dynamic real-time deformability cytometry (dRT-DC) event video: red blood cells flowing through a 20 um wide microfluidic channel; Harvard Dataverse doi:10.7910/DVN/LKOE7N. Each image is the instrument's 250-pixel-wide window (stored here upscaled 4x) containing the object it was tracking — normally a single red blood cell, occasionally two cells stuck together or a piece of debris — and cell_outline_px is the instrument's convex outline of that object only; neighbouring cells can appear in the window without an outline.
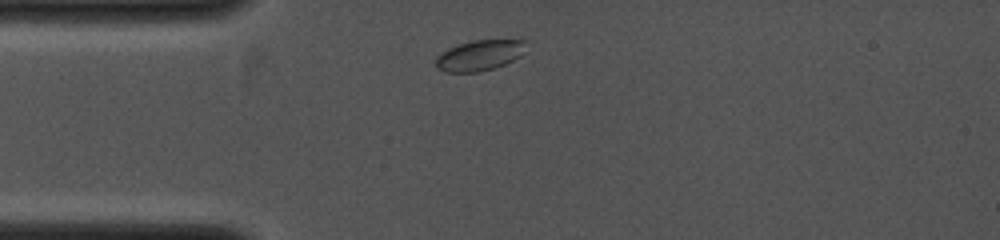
{"species": "common noctule bat (a hibernating species)", "species_latin": "Nyctalus noctula", "temperature_condition": "cold", "stored_images_in_passage": 4, "camera_frame_rate_fps": 4000, "um_per_image_px": 0.085, "animal": {"sex": "female", "body_mass_g": 19.0, "forearm_length_mm": 53.3}, "frame": {"image": 1, "passage_image": 1, "time_ms": 0.0, "image_size_px": [1000, 240], "cell_outline_px": [[524, 40], [520, 56], [504, 64], [492, 68], [476, 72], [444, 72], [436, 68], [436, 56], [440, 52], [448, 48], [472, 40]], "centroid_in_image_um": [40.66, 4.71], "position_along_channel_um": 44.3, "area_um2": 15.72}}
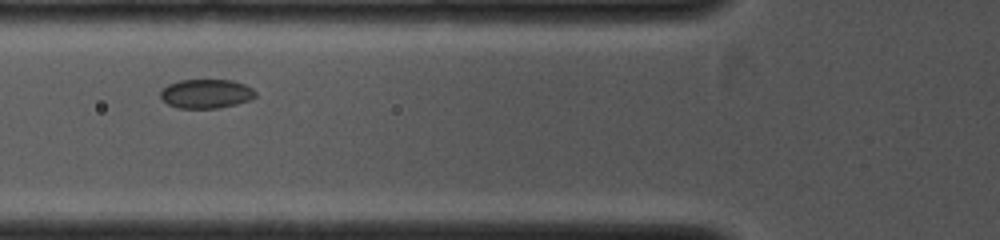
{"frame": {"image": 2, "passage_image": 3, "time_ms": 1.5, "image_size_px": [1000, 240], "cell_outline_px": [[256, 96], [252, 100], [236, 104], [216, 108], [176, 108], [168, 104], [160, 96], [160, 92], [168, 84], [180, 80], [232, 80], [244, 84], [252, 88], [256, 92]], "centroid_in_image_um": [17.54, 7.97], "position_along_channel_um": 108.3, "area_um2": 16.13}}